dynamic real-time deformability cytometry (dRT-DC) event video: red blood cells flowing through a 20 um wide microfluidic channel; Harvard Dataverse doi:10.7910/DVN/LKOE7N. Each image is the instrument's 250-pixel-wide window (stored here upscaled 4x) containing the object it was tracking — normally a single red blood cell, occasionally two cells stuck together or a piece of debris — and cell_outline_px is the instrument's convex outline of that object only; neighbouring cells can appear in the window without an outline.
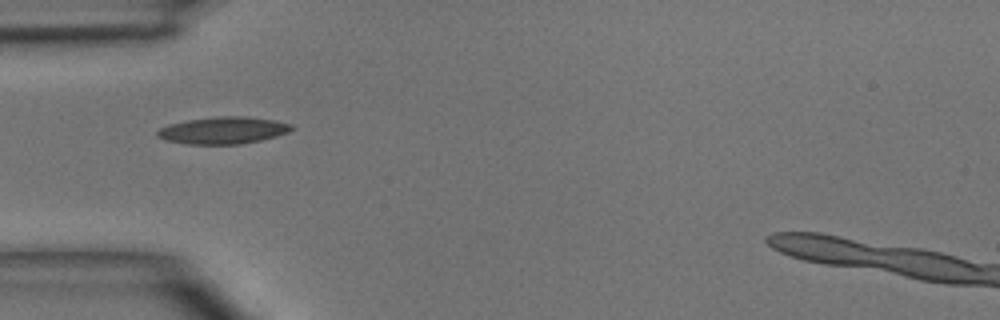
{"species": "common noctule bat (a hibernating species)", "species_latin": "Nyctalus noctula", "temperature_condition": "room temperature", "stored_images_in_passage": 1, "camera_frame_rate_fps": 3000, "um_per_image_px": 0.085, "animal": {"sex": "male", "body_mass_g": 15.6}, "frame": {"image": 1, "passage_image": 1, "time_ms": 0.0, "image_size_px": [1000, 320], "cell_outline_px": [[296, 128], [288, 132], [276, 136], [260, 140], [240, 144], [184, 144], [164, 140], [156, 136], [156, 132], [160, 128], [168, 124], [188, 120], [220, 116], [244, 116], [272, 120], [292, 124]], "centroid_in_image_um": [18.94, 11.08], "position_along_channel_um": 66.1, "area_um2": 21.15}}